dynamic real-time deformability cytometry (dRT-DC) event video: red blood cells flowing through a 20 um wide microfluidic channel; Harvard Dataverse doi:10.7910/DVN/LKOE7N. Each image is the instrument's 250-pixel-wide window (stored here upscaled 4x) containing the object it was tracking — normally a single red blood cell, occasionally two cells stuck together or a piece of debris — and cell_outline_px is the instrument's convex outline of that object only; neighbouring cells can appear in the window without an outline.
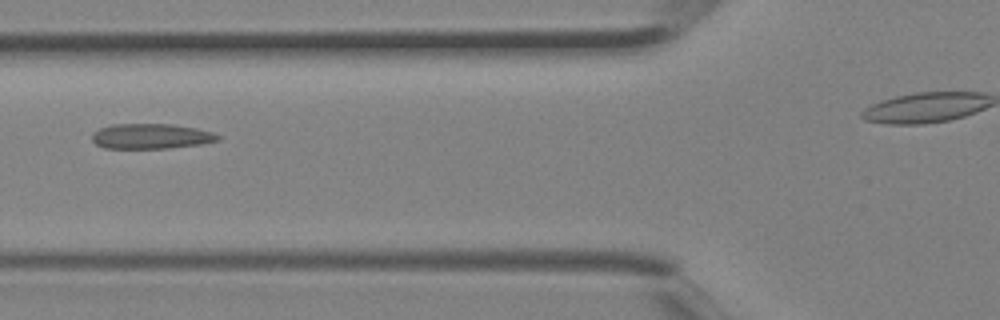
{"species": "Egyptian fruit bat (a non-hibernating species)", "species_latin": "Rousettus aegyptiacus", "temperature_condition": "room temperature", "stored_images_in_passage": 3, "segment_of_instrument_passage": [1, 2], "camera_frame_rate_fps": 3000, "um_per_image_px": 0.085, "animal": {"sex": "female"}, "frame": {"image": 1, "passage_image": 2, "time_ms": 0.333, "image_size_px": [1000, 320], "cell_outline_px": [[220, 140], [204, 144], [168, 148], [104, 148], [96, 144], [92, 140], [92, 132], [100, 128], [112, 124], [172, 124], [196, 128], [212, 132], [220, 136]], "centroid_in_image_um": [12.84, 11.58], "position_along_channel_um": 113.0, "area_um2": 18.55}}